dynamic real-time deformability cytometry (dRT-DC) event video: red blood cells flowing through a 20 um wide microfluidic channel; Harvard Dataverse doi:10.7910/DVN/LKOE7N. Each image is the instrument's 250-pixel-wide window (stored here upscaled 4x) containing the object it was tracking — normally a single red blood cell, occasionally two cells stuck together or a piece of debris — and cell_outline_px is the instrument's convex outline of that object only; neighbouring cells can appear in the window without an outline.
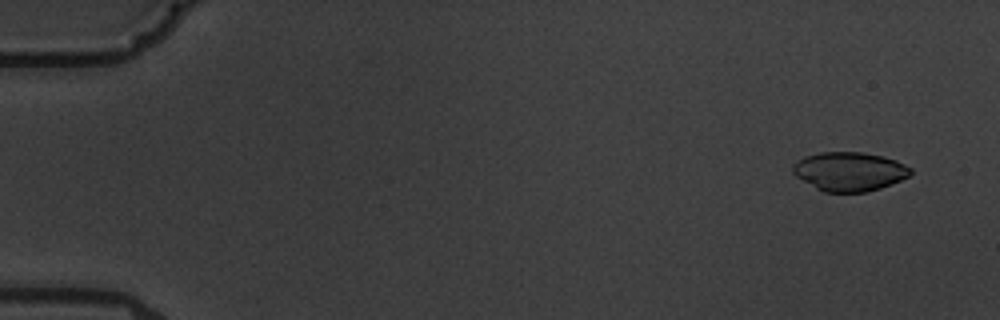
{"species": "common noctule bat (a hibernating species)", "species_latin": "Nyctalus noctula", "temperature_condition": "warm", "stored_images_in_passage": 11, "camera_frame_rate_fps": 3000, "um_per_image_px": 0.085, "animal": {"sex": "male", "body_mass_g": 19.5, "forearm_length_mm": 54.6}, "frame": {"image": 1, "passage_image": 1, "time_ms": 0.0, "image_size_px": [1000, 320], "cell_outline_px": [[912, 172], [908, 176], [892, 184], [868, 192], [824, 192], [816, 188], [796, 176], [792, 172], [792, 164], [804, 156], [820, 152], [864, 152], [896, 160], [912, 168]], "centroid_in_image_um": [72.19, 14.57], "position_along_channel_um": 12.8, "area_um2": 26.76}}
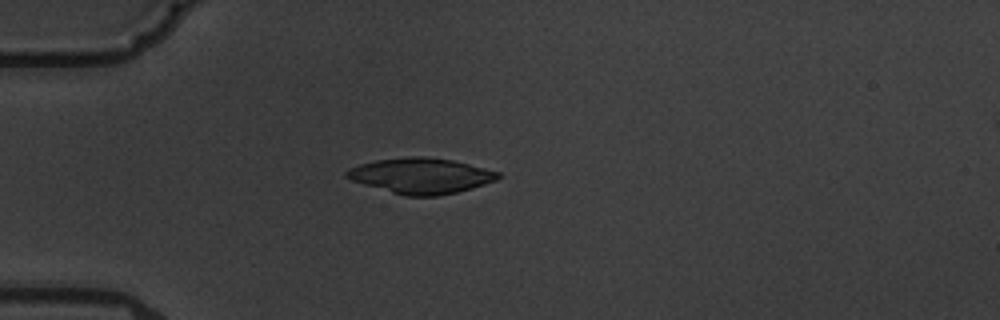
{"frame": {"image": 2, "passage_image": 4, "time_ms": 4.333, "image_size_px": [1000, 320], "cell_outline_px": [[500, 176], [496, 180], [472, 188], [456, 192], [436, 196], [404, 196], [364, 184], [352, 180], [344, 176], [344, 172], [348, 168], [360, 164], [376, 160], [408, 156], [424, 156], [452, 160], [500, 172]], "centroid_in_image_um": [35.75, 14.93], "position_along_channel_um": 49.3, "area_um2": 31.21}}